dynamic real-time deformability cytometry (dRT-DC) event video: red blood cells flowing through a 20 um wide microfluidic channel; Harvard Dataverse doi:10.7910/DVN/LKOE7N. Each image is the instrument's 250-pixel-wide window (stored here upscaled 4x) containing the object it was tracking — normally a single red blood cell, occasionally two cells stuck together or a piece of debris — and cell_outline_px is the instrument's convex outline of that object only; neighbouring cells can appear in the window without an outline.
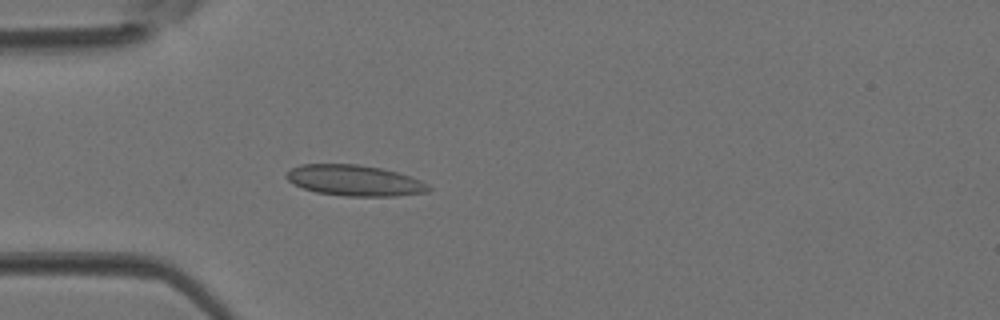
{"species": "Egyptian fruit bat (a non-hibernating species)", "species_latin": "Rousettus aegyptiacus", "temperature_condition": "room temperature", "stored_images_in_passage": 2, "camera_frame_rate_fps": 3000, "um_per_image_px": 0.085, "animal": {"sex": "female"}, "frame": {"image": 1, "passage_image": 2, "time_ms": 0.333, "image_size_px": [1000, 320], "cell_outline_px": [[432, 188], [428, 192], [396, 196], [344, 196], [316, 192], [292, 184], [284, 176], [292, 168], [300, 164], [356, 164], [380, 168], [412, 176], [428, 184]], "centroid_in_image_um": [30.15, 15.34], "position_along_channel_um": 54.9, "area_um2": 25.61}}